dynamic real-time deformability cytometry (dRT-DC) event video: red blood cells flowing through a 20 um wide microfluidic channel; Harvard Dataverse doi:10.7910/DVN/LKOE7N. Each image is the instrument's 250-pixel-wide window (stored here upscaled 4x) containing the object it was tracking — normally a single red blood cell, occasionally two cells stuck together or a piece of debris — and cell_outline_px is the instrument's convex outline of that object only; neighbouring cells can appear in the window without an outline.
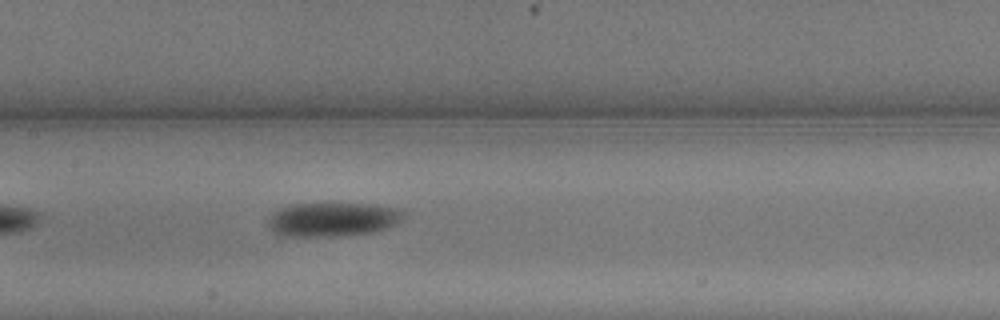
{"species": "common noctule bat (a hibernating species)", "species_latin": "Nyctalus noctula", "temperature_condition": "warm", "stored_images_in_passage": 12, "camera_frame_rate_fps": 3000, "um_per_image_px": 0.085, "animal": {"sex": "male", "body_mass_g": 13.3}, "frame": {"image": 1, "passage_image": 12, "time_ms": 3.667, "image_size_px": [1000, 320], "cell_outline_px": [[404, 212], [388, 228], [372, 232], [340, 236], [296, 236], [276, 232], [268, 224], [268, 220], [272, 212], [288, 204], [372, 204], [396, 208]], "centroid_in_image_um": [28.23, 18.64], "position_along_channel_um": 179.2, "area_um2": 26.18}}